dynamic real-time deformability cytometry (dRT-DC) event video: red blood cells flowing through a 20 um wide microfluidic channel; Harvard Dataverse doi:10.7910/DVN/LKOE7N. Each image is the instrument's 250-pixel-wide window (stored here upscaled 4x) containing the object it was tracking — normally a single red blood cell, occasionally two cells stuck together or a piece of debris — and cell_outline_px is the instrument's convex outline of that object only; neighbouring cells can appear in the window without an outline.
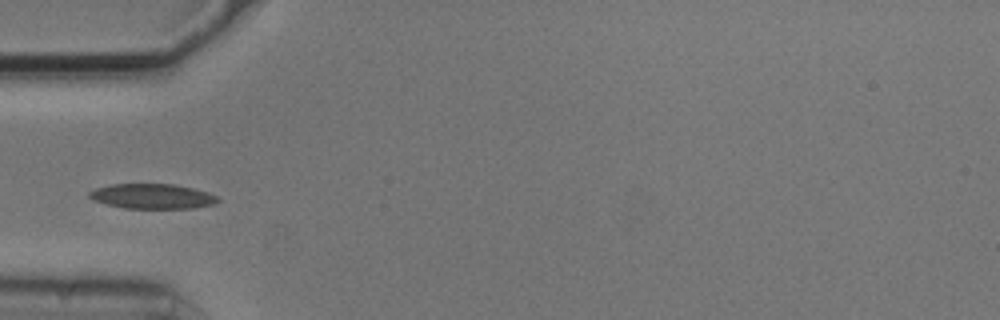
{"species": "common noctule bat (a hibernating species)", "species_latin": "Nyctalus noctula", "temperature_condition": "cold", "stored_images_in_passage": 4, "camera_frame_rate_fps": 3000, "um_per_image_px": 0.085, "animal": {"sex": "male", "body_mass_g": 20.5, "forearm_length_mm": 52.5}, "frame": {"image": 1, "passage_image": 4, "time_ms": 1.0, "image_size_px": [1000, 320], "cell_outline_px": [[220, 200], [216, 204], [192, 208], [124, 208], [92, 200], [88, 196], [88, 192], [96, 188], [112, 184], [172, 184], [192, 188], [208, 192], [216, 196]], "centroid_in_image_um": [12.95, 16.68], "position_along_channel_um": 72.1, "area_um2": 18.61}}